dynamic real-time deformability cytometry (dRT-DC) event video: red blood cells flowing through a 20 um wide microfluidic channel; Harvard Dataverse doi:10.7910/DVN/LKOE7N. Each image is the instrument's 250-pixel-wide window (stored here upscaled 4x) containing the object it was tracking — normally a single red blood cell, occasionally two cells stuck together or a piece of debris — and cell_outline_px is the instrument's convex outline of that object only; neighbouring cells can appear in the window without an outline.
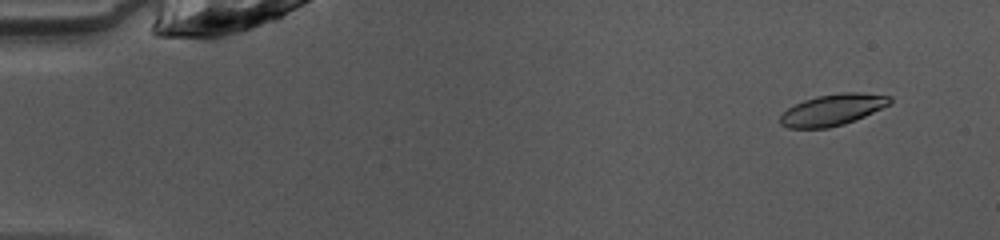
{"species": "common noctule bat (a hibernating species)", "species_latin": "Nyctalus noctula", "temperature_condition": "warm", "stored_images_in_passage": 49, "camera_frame_rate_fps": 3000, "um_per_image_px": 0.085, "animal": {"sex": "female", "body_mass_g": 10.0, "forearm_length_mm": 53.1}, "frame": {"image": 1, "passage_image": 4, "time_ms": 1.0, "image_size_px": [1000, 240], "cell_outline_px": [[892, 104], [864, 116], [844, 124], [828, 128], [788, 128], [780, 124], [780, 116], [788, 108], [804, 100], [816, 96], [844, 92], [860, 92], [892, 96]], "centroid_in_image_um": [70.8, 9.33], "position_along_channel_um": 14.2, "area_um2": 20.06}}
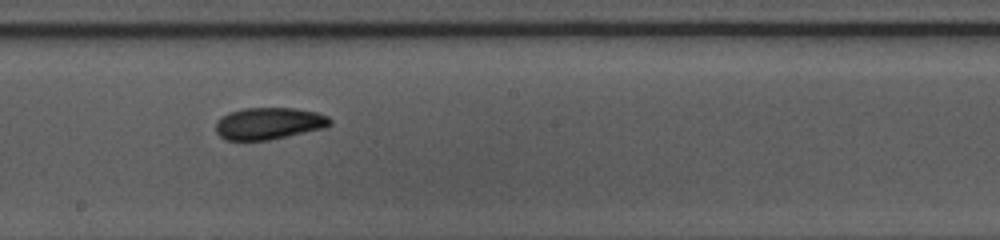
{"frame": {"image": 2, "passage_image": 28, "time_ms": 9.0, "image_size_px": [1000, 240], "cell_outline_px": [[332, 124], [324, 128], [268, 140], [224, 140], [216, 132], [216, 120], [220, 116], [228, 112], [244, 108], [296, 108], [316, 112], [328, 116], [332, 120]], "centroid_in_image_um": [22.83, 10.48], "position_along_channel_um": 225.4, "area_um2": 21.39}}
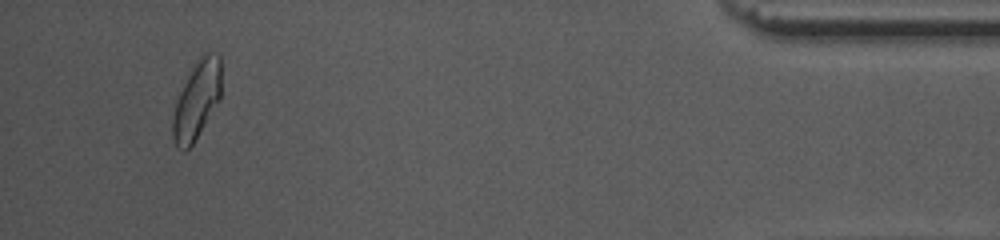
{"frame": {"image": 3, "passage_image": 47, "time_ms": 15.333, "image_size_px": [1000, 240], "cell_outline_px": [[220, 100], [192, 144], [188, 148], [180, 148], [176, 144], [172, 136], [172, 120], [176, 100], [196, 60], [204, 52], [208, 52], [220, 56]], "centroid_in_image_um": [16.72, 8.48], "position_along_channel_um": 418.5, "area_um2": 21.56}, "authors_computed_cell_mechanics": {"area_um2": 20.9814, "velocity_mm_per_s": 4.0558, "shape_relaxation_time_tau1_ms": 5.2239, "shape_relaxation_time_tau2_ms": 4.806, "deformation_change_tau1": 0.136, "deformation_change_tau2": 0.0898}}